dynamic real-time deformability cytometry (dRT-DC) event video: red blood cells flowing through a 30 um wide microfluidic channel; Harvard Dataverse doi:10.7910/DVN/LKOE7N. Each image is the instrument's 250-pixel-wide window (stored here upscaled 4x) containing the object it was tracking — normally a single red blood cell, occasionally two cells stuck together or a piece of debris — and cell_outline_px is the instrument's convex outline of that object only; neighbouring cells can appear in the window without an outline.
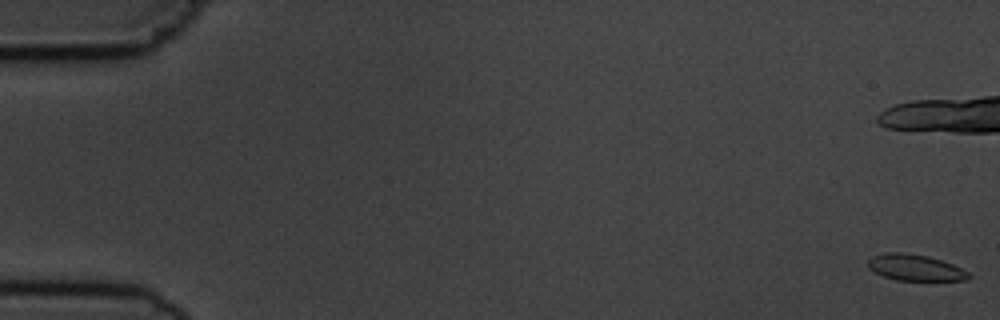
{"species": "common noctule bat (a hibernating species)", "species_latin": "Nyctalus noctula", "temperature_condition": "cold", "stored_images_in_passage": 7, "camera_frame_rate_fps": 3000, "um_per_image_px": 0.085, "animal": {"sex": "male", "body_mass_g": 19.5, "forearm_length_mm": 54.6}, "frame": {"image": 1, "passage_image": 1, "time_ms": 0.0, "image_size_px": [1000, 320], "cell_outline_px": [[972, 276], [968, 280], [896, 280], [884, 276], [868, 268], [868, 260], [872, 256], [888, 252], [904, 252], [928, 256], [952, 264], [968, 272]], "centroid_in_image_um": [77.79, 22.74], "position_along_channel_um": 7.2, "area_um2": 15.26}}